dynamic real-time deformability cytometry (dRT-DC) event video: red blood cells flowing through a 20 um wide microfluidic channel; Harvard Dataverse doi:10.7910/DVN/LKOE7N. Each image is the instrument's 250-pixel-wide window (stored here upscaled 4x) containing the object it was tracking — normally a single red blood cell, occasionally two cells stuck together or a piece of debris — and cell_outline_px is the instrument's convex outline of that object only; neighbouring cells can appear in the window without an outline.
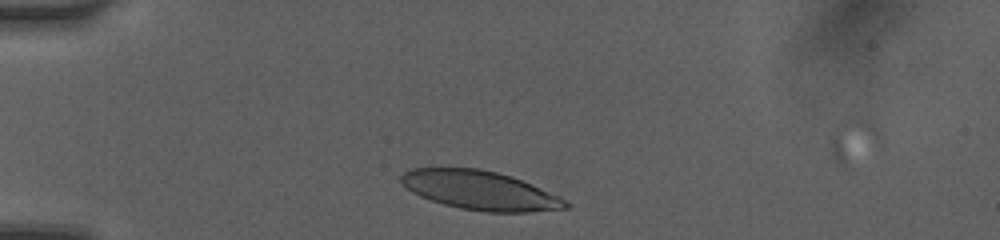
{"species": "human", "species_latin": "Homo sapiens", "temperature_condition": "room temperature", "stored_images_in_passage": 10, "camera_frame_rate_fps": 3000, "um_per_image_px": 0.085, "donor": {"sex": "female"}, "frame": {"image": 1, "passage_image": 3, "time_ms": 1.667, "image_size_px": [1000, 240], "cell_outline_px": [[572, 204], [568, 208], [528, 212], [488, 212], [460, 208], [444, 204], [420, 196], [412, 192], [400, 184], [400, 176], [408, 168], [476, 168], [496, 172], [512, 176], [532, 184], [560, 196], [568, 200]], "centroid_in_image_um": [40.82, 16.18], "position_along_channel_um": 44.2, "area_um2": 37.51}}
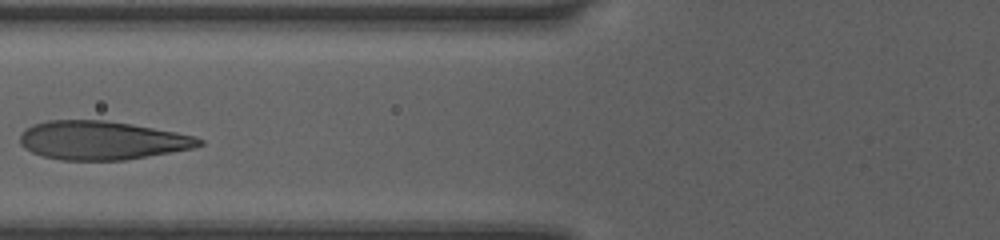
{"frame": {"image": 2, "passage_image": 6, "time_ms": 4.333, "image_size_px": [1000, 240], "cell_outline_px": [[204, 144], [192, 148], [124, 160], [60, 160], [40, 156], [24, 148], [20, 144], [20, 132], [24, 128], [32, 124], [48, 120], [104, 120], [132, 124], [176, 132], [196, 136], [204, 140]], "centroid_in_image_um": [8.61, 11.92], "position_along_channel_um": 117.2, "area_um2": 40.52}}
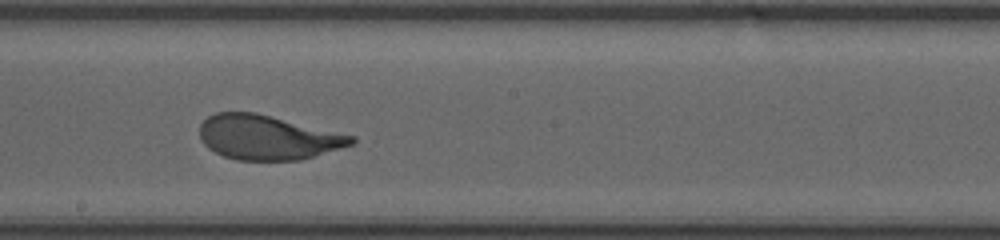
{"frame": {"image": 3, "passage_image": 9, "time_ms": 7.0, "image_size_px": [1000, 240], "cell_outline_px": [[356, 144], [300, 160], [236, 160], [224, 156], [208, 148], [200, 140], [200, 124], [208, 116], [216, 112], [256, 112], [356, 136]], "centroid_in_image_um": [22.77, 11.67], "position_along_channel_um": 225.4, "area_um2": 39.59}}